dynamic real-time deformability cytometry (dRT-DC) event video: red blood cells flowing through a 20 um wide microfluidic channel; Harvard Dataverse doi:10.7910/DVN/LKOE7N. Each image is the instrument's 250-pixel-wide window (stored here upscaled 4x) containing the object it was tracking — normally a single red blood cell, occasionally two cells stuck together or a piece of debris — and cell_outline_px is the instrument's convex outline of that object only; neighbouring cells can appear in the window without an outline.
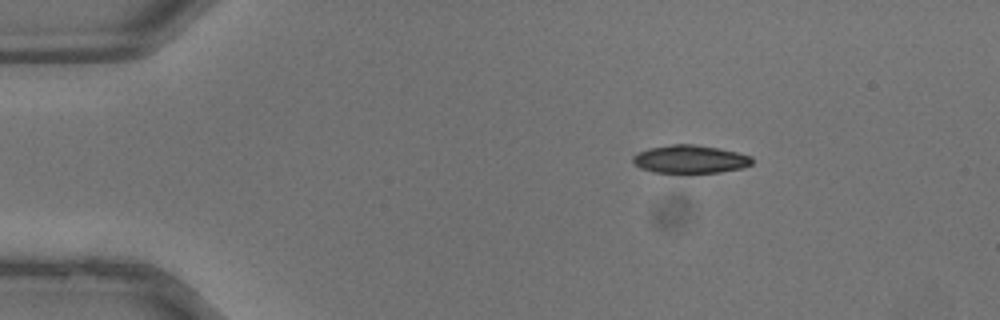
{"species": "common noctule bat (a hibernating species)", "species_latin": "Nyctalus noctula", "temperature_condition": "warm", "stored_images_in_passage": 32, "camera_frame_rate_fps": 3000, "um_per_image_px": 0.085, "animal": {"sex": "male", "body_mass_g": 13.3}, "frame": {"image": 1, "passage_image": 1, "time_ms": 0.0, "image_size_px": [1000, 320], "cell_outline_px": [[752, 164], [744, 168], [720, 172], [652, 172], [640, 168], [632, 160], [632, 156], [636, 152], [648, 148], [672, 144], [692, 144], [720, 148], [752, 156]], "centroid_in_image_um": [58.65, 13.52], "position_along_channel_um": 26.3, "area_um2": 19.54}}
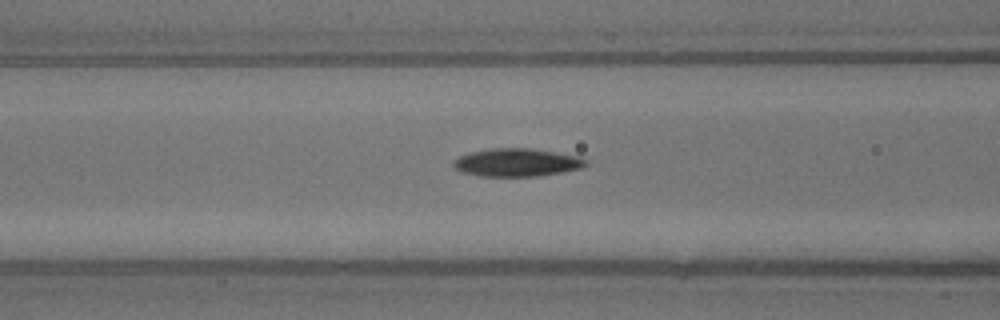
{"frame": {"image": 2, "passage_image": 10, "time_ms": 3.0, "image_size_px": [1000, 320], "cell_outline_px": [[588, 164], [580, 168], [560, 172], [536, 176], [480, 176], [464, 172], [452, 168], [452, 160], [460, 156], [472, 152], [492, 148], [528, 148], [576, 156], [588, 160]], "centroid_in_image_um": [43.88, 13.81], "position_along_channel_um": 122.7, "area_um2": 21.33}}
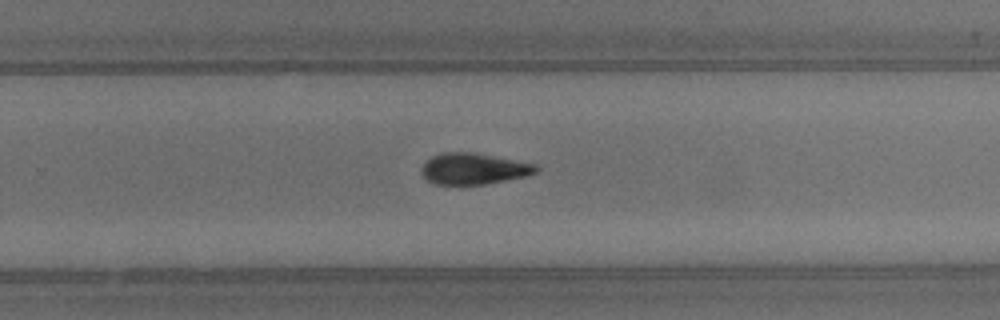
{"frame": {"image": 3, "passage_image": 19, "time_ms": 6.0, "image_size_px": [1000, 320], "cell_outline_px": [[540, 168], [536, 172], [528, 176], [484, 184], [436, 184], [428, 180], [420, 172], [420, 168], [432, 156], [444, 152], [472, 152], [536, 164]], "centroid_in_image_um": [40.27, 14.34], "position_along_channel_um": 289.5, "area_um2": 20.69}}